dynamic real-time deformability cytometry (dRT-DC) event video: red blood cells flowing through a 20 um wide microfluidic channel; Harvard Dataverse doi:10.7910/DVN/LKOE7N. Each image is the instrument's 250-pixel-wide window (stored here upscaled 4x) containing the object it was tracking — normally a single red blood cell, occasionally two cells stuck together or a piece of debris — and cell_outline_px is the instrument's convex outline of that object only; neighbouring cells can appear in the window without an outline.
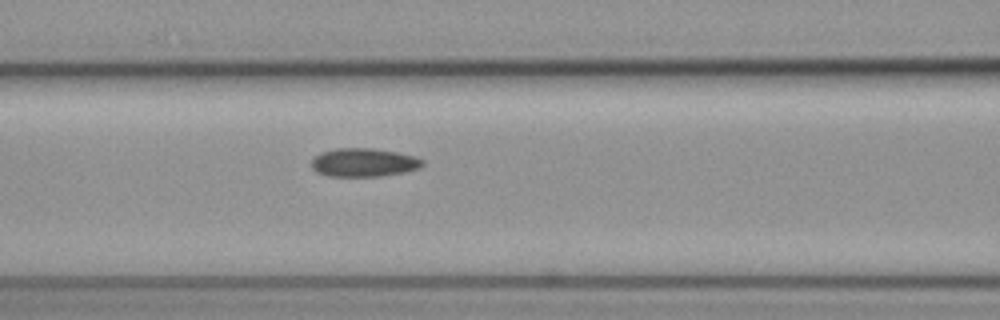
{"species": "common noctule bat (a hibernating species)", "species_latin": "Nyctalus noctula", "temperature_condition": "cold", "stored_images_in_passage": 7, "camera_frame_rate_fps": 3000, "um_per_image_px": 0.085, "animal": {"sex": "female", "body_mass_g": 19.3, "forearm_length_mm": 54.1}, "frame": {"image": 1, "passage_image": 7, "time_ms": 2.0, "image_size_px": [1000, 320], "cell_outline_px": [[424, 164], [420, 168], [404, 172], [380, 176], [328, 176], [316, 172], [312, 168], [312, 160], [320, 152], [336, 148], [372, 148], [396, 152], [416, 156], [424, 160]], "centroid_in_image_um": [30.93, 13.81], "position_along_channel_um": 135.7, "area_um2": 18.5}}